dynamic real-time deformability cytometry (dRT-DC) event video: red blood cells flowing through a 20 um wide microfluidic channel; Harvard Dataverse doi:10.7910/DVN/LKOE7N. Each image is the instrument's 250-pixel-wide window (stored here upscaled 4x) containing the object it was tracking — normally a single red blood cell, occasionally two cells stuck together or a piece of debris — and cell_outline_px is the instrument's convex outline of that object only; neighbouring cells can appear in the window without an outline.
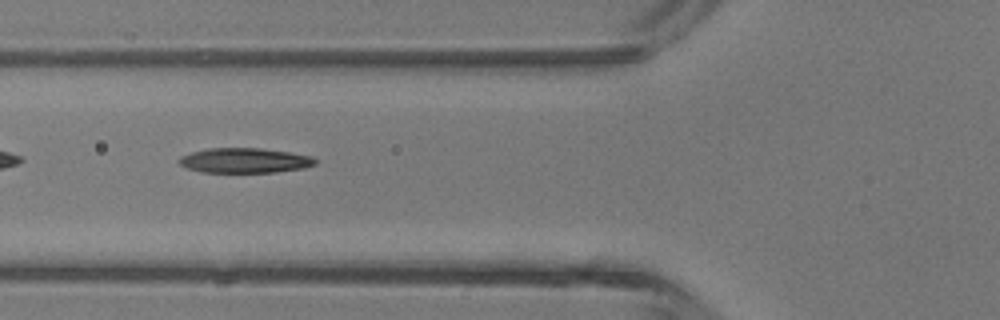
{"species": "common noctule bat (a hibernating species)", "species_latin": "Nyctalus noctula", "temperature_condition": "room temperature", "stored_images_in_passage": 5, "camera_frame_rate_fps": 3000, "um_per_image_px": 0.085, "animal": {"sex": "male", "body_mass_g": 13.3}, "frame": {"image": 1, "passage_image": 5, "time_ms": 4.667, "image_size_px": [1000, 320], "cell_outline_px": [[316, 164], [304, 168], [276, 172], [200, 172], [188, 168], [180, 164], [176, 160], [180, 156], [192, 152], [208, 148], [260, 148], [288, 152], [312, 156], [316, 160]], "centroid_in_image_um": [20.78, 13.64], "position_along_channel_um": 105.0, "area_um2": 19.77}}